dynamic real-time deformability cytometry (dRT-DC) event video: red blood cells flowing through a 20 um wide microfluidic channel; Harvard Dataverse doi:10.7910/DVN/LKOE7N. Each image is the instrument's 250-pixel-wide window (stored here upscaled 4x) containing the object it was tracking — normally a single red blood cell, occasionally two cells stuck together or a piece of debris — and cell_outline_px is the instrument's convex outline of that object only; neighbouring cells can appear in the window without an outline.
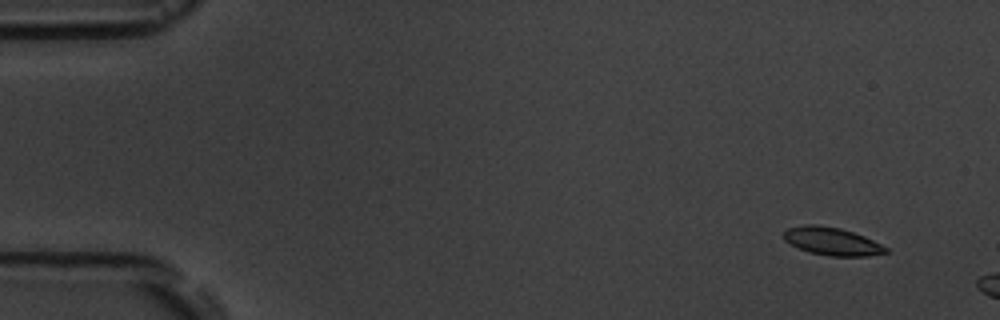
{"species": "common noctule bat (a hibernating species)", "species_latin": "Nyctalus noctula", "temperature_condition": "room temperature", "stored_images_in_passage": 4, "camera_frame_rate_fps": 3000, "um_per_image_px": 0.085, "animal": {"sex": "male", "body_mass_g": 19.5, "forearm_length_mm": 54.6}, "frame": {"image": 1, "passage_image": 1, "time_ms": 0.0, "image_size_px": [1000, 320], "cell_outline_px": [[888, 252], [868, 256], [828, 256], [812, 252], [800, 248], [784, 240], [784, 232], [788, 228], [804, 224], [816, 224], [840, 228], [864, 236], [888, 248]], "centroid_in_image_um": [70.72, 20.5], "position_along_channel_um": 14.3, "area_um2": 16.36}}